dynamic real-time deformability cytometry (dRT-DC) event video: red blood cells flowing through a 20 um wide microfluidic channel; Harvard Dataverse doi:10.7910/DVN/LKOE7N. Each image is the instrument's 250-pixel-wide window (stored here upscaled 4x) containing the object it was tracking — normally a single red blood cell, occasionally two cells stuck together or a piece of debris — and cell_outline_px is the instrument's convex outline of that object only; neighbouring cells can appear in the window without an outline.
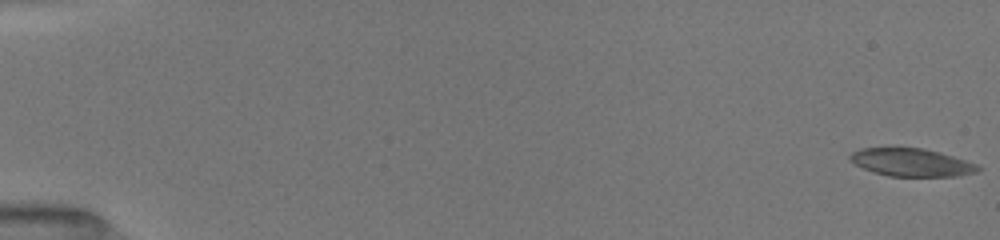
{"species": "common noctule bat (a hibernating species)", "species_latin": "Nyctalus noctula", "temperature_condition": "room temperature", "stored_images_in_passage": 25, "camera_frame_rate_fps": 3000, "um_per_image_px": 0.085, "animal": {"sex": "female", "body_mass_g": 19.5, "forearm_length_mm": 54.1}, "frame": {"image": 1, "passage_image": 1, "time_ms": 0.0, "image_size_px": [1000, 240], "cell_outline_px": [[980, 168], [976, 172], [956, 176], [888, 176], [872, 172], [856, 164], [848, 156], [852, 152], [860, 148], [924, 148], [940, 152], [976, 164]], "centroid_in_image_um": [77.45, 13.8], "position_along_channel_um": 7.5, "area_um2": 20.52}}
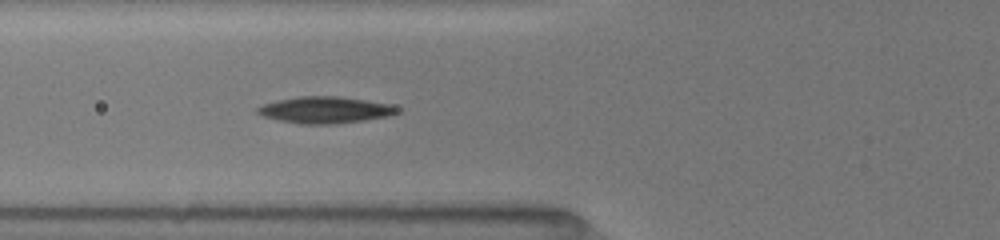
{"frame": {"image": 2, "passage_image": 22, "time_ms": 6.667, "image_size_px": [1000, 240], "cell_outline_px": [[400, 112], [388, 116], [364, 120], [336, 124], [300, 124], [280, 120], [264, 116], [256, 112], [256, 108], [264, 104], [280, 100], [300, 96], [340, 96], [392, 104], [400, 108]], "centroid_in_image_um": [27.69, 9.34], "position_along_channel_um": 98.1, "area_um2": 21.62}}
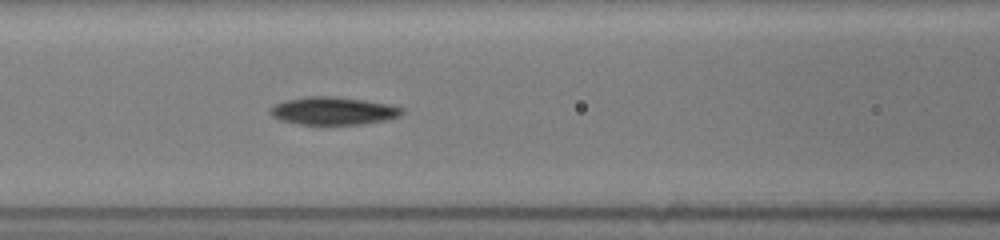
{"frame": {"image": 3, "passage_image": 25, "time_ms": 7.667, "image_size_px": [1000, 240], "cell_outline_px": [[404, 112], [400, 116], [388, 120], [360, 124], [300, 124], [284, 120], [272, 116], [268, 112], [276, 104], [288, 100], [304, 96], [332, 96], [364, 100], [388, 104], [404, 108]], "centroid_in_image_um": [28.38, 9.42], "position_along_channel_um": 138.2, "area_um2": 21.15}}